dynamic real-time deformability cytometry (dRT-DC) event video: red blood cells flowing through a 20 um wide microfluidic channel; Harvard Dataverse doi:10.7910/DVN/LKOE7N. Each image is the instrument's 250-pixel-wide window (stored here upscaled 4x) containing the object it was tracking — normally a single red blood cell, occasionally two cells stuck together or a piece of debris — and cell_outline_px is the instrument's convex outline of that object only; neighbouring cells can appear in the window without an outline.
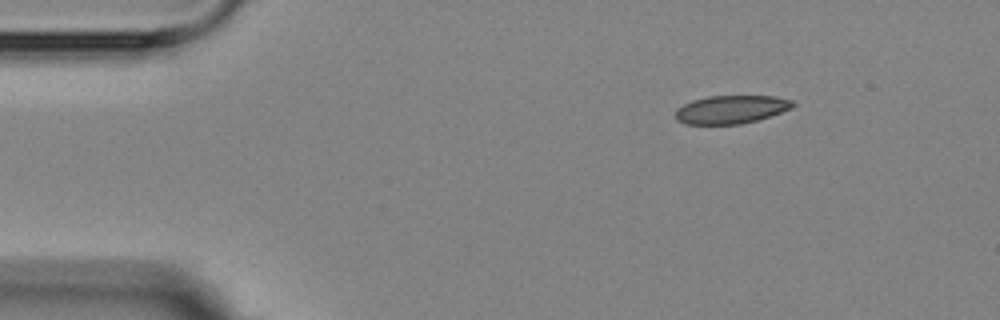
{"species": "Egyptian fruit bat (a non-hibernating species)", "species_latin": "Rousettus aegyptiacus", "temperature_condition": "room temperature", "stored_images_in_passage": 3, "camera_frame_rate_fps": 3000, "um_per_image_px": 0.085, "animal": {"sex": "female"}, "frame": {"image": 1, "passage_image": 1, "time_ms": 0.0, "image_size_px": [1000, 320], "cell_outline_px": [[796, 104], [792, 108], [756, 120], [740, 124], [684, 124], [676, 120], [676, 108], [692, 100], [708, 96], [776, 96], [792, 100]], "centroid_in_image_um": [62.12, 9.3], "position_along_channel_um": 22.9, "area_um2": 19.25}}